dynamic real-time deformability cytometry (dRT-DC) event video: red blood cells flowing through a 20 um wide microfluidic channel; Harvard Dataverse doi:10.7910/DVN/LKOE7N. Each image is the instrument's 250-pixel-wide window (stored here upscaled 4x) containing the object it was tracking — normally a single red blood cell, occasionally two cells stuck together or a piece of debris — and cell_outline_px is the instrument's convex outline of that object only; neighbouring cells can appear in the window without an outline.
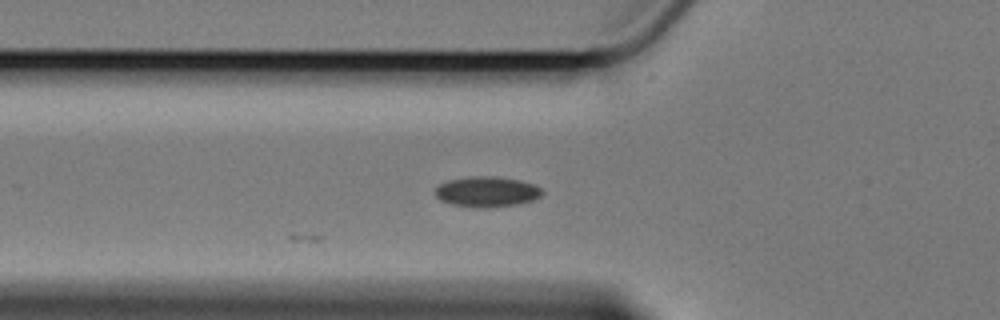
{"species": "Egyptian fruit bat (a non-hibernating species)", "species_latin": "Rousettus aegyptiacus", "temperature_condition": "cold", "stored_images_in_passage": 17, "camera_frame_rate_fps": 3000, "um_per_image_px": 0.085, "animal": {"sex": "female"}, "frame": {"image": 1, "passage_image": 2, "time_ms": 0.333, "image_size_px": [1000, 320], "cell_outline_px": [[544, 192], [540, 196], [532, 200], [520, 204], [488, 208], [472, 208], [452, 204], [440, 200], [436, 196], [436, 188], [440, 184], [448, 180], [468, 176], [496, 176], [520, 180], [532, 184], [540, 188]], "centroid_in_image_um": [41.38, 16.3], "position_along_channel_um": 84.4, "area_um2": 19.13}}
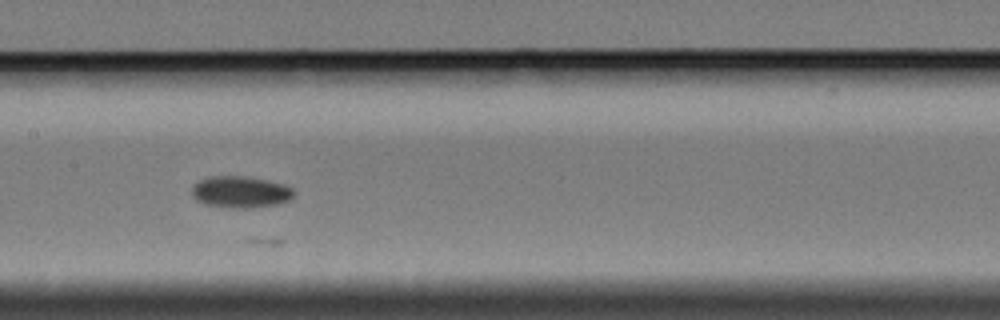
{"frame": {"image": 2, "passage_image": 11, "time_ms": 3.333, "image_size_px": [1000, 320], "cell_outline_px": [[296, 192], [288, 200], [276, 204], [248, 208], [220, 208], [204, 204], [196, 200], [192, 196], [192, 188], [200, 180], [212, 176], [244, 176], [284, 184], [292, 188]], "centroid_in_image_um": [20.41, 16.33], "position_along_channel_um": 187.0, "area_um2": 18.79}}
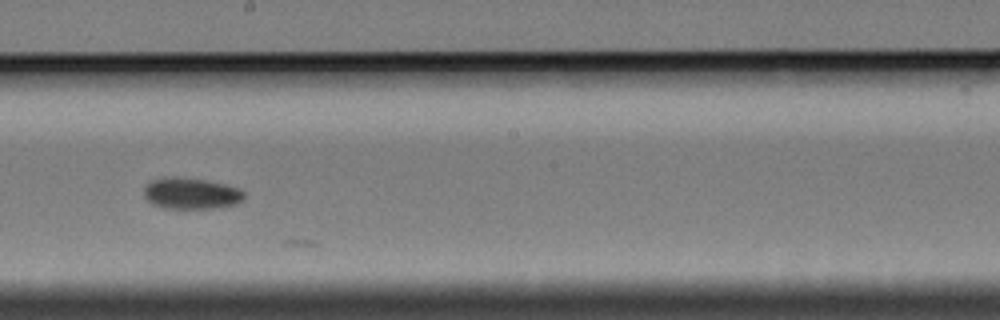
{"frame": {"image": 3, "passage_image": 15, "time_ms": 4.667, "image_size_px": [1000, 320], "cell_outline_px": [[244, 200], [236, 204], [212, 208], [164, 208], [152, 204], [144, 196], [144, 188], [152, 180], [164, 176], [172, 176], [204, 180], [224, 184], [240, 188], [244, 192]], "centroid_in_image_um": [16.24, 16.43], "position_along_channel_um": 232.0, "area_um2": 18.26}}